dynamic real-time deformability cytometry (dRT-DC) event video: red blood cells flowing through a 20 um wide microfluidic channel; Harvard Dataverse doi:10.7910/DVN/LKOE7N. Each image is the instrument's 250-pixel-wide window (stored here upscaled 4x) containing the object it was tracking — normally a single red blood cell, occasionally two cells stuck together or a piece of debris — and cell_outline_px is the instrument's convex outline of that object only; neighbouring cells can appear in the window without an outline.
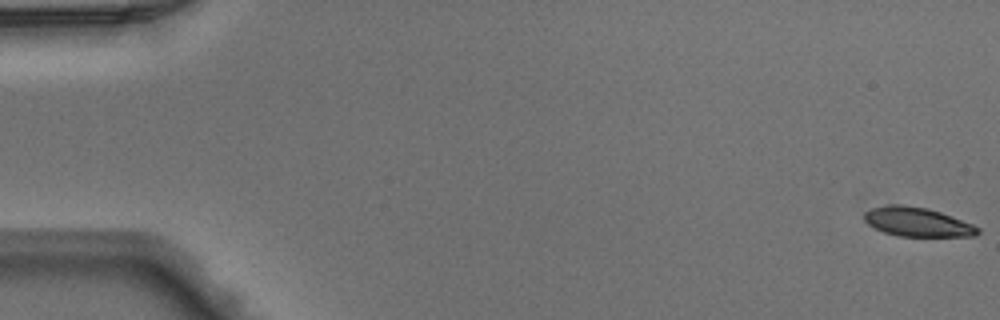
{"species": "Egyptian fruit bat (a non-hibernating species)", "species_latin": "Rousettus aegyptiacus", "temperature_condition": "warm", "stored_images_in_passage": 49, "camera_frame_rate_fps": 3000, "um_per_image_px": 0.085, "animal": {"sex": "male"}, "frame": {"image": 1, "passage_image": 1, "time_ms": 0.0, "image_size_px": [1000, 320], "cell_outline_px": [[980, 232], [976, 236], [900, 236], [884, 232], [868, 224], [864, 220], [864, 212], [872, 208], [892, 204], [904, 204], [928, 208], [952, 216], [972, 224], [980, 228]], "centroid_in_image_um": [77.98, 18.86], "position_along_channel_um": 7.0, "area_um2": 19.25}}
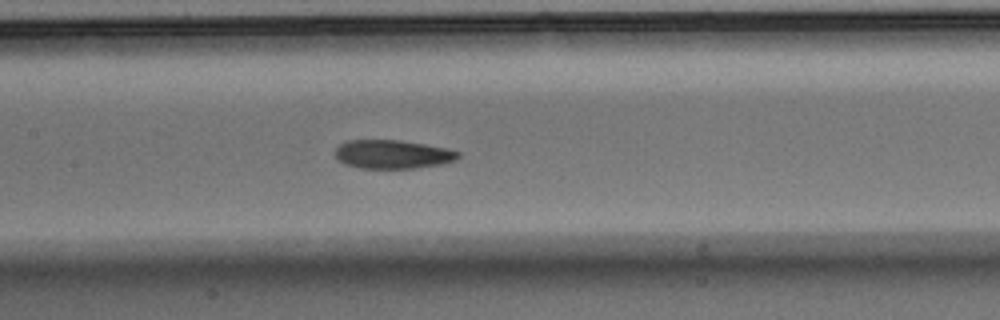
{"frame": {"image": 2, "passage_image": 24, "time_ms": 7.667, "image_size_px": [1000, 320], "cell_outline_px": [[460, 156], [456, 160], [440, 164], [416, 168], [360, 168], [344, 164], [336, 160], [336, 148], [340, 144], [348, 140], [400, 140], [448, 148], [460, 152]], "centroid_in_image_um": [33.37, 13.11], "position_along_channel_um": 174.0, "area_um2": 20.63}}
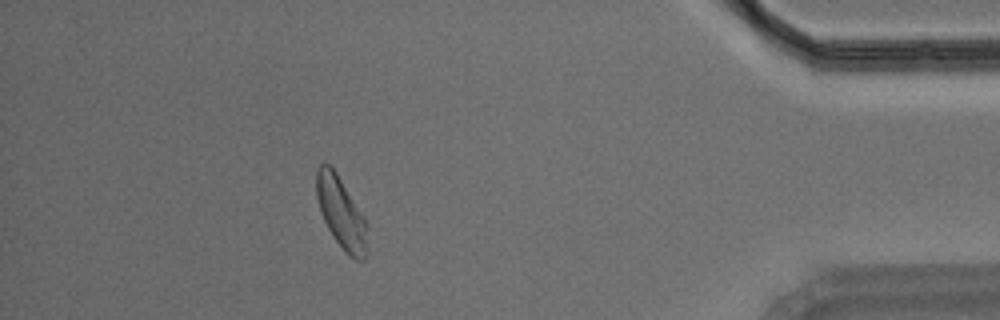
{"frame": {"image": 3, "passage_image": 44, "time_ms": 14.333, "image_size_px": [1000, 320], "cell_outline_px": [[368, 252], [364, 260], [356, 260], [348, 256], [344, 252], [332, 236], [320, 212], [316, 196], [316, 172], [320, 164], [328, 164], [336, 172], [364, 220]], "centroid_in_image_um": [28.96, 18.15], "position_along_channel_um": 406.2, "area_um2": 20.63}}